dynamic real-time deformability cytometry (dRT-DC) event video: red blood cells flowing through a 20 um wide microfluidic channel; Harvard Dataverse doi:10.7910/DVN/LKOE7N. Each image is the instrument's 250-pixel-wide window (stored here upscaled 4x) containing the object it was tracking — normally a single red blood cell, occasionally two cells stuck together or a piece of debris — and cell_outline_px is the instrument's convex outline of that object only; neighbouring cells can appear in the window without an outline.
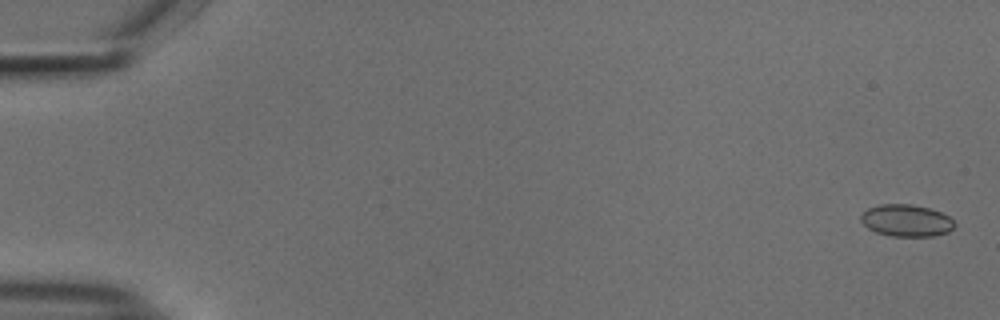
{"species": "common noctule bat (a hibernating species)", "species_latin": "Nyctalus noctula", "temperature_condition": "cold", "stored_images_in_passage": 55, "camera_frame_rate_fps": 3000, "um_per_image_px": 0.085, "animal": {"sex": "male", "body_mass_g": 18.8}, "frame": {"image": 1, "passage_image": 2, "time_ms": 0.333, "image_size_px": [1000, 320], "cell_outline_px": [[956, 224], [948, 232], [932, 236], [892, 236], [876, 232], [868, 228], [860, 220], [860, 216], [868, 208], [880, 204], [912, 204], [928, 208], [940, 212], [948, 216]], "centroid_in_image_um": [77.03, 18.74], "position_along_channel_um": 8.0, "area_um2": 17.34}}
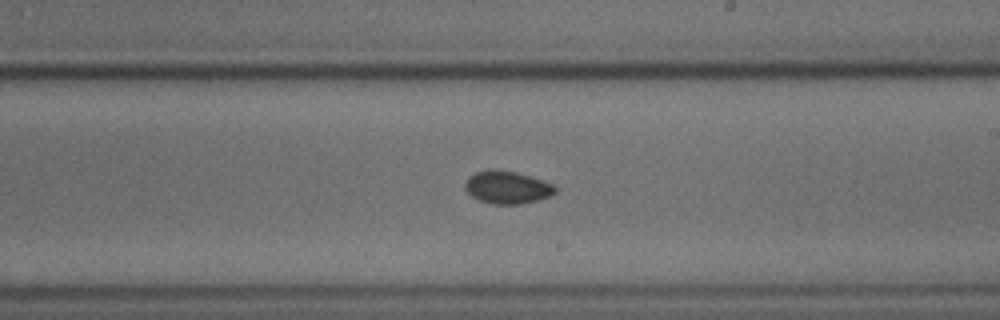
{"frame": {"image": 2, "passage_image": 33, "time_ms": 10.667, "image_size_px": [1000, 320], "cell_outline_px": [[556, 192], [548, 196], [536, 200], [520, 204], [492, 204], [480, 200], [472, 196], [464, 188], [464, 184], [468, 176], [476, 172], [492, 168], [496, 168], [516, 172], [552, 184], [556, 188]], "centroid_in_image_um": [43.05, 15.91], "position_along_channel_um": 245.9, "area_um2": 17.05}}
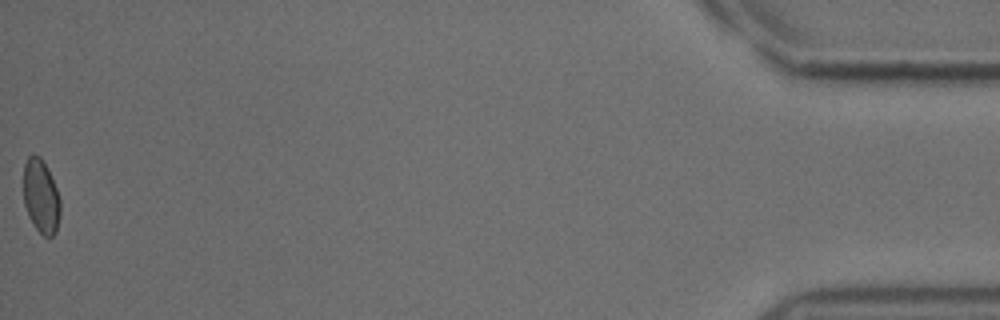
{"frame": {"image": 3, "passage_image": 55, "time_ms": 18.0, "image_size_px": [1000, 320], "cell_outline_px": [[60, 216], [56, 232], [52, 236], [44, 236], [32, 224], [28, 216], [24, 204], [24, 164], [28, 156], [32, 152], [40, 156], [56, 188], [60, 200]], "centroid_in_image_um": [3.47, 16.7], "position_along_channel_um": 431.7, "area_um2": 15.78}, "authors_computed_cell_mechanics": {"area_um2": 16.5886, "velocity_mm_per_s": 3.7825, "shape_relaxation_time_tau1_ms": 5.6248, "shape_relaxation_time_tau2_ms": null, "deformation_change_tau1": 0.0831, "deformation_change_tau2": null}}